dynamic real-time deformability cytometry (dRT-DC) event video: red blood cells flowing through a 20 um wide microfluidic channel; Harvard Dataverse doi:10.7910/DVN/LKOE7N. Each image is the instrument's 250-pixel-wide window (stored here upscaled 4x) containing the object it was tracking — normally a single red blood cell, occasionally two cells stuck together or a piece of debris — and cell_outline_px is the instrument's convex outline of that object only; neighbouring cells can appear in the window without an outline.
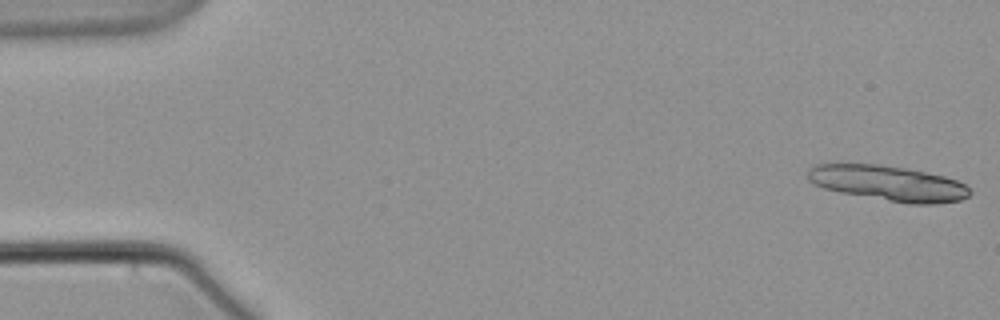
{"species": "common noctule bat (a hibernating species)", "species_latin": "Nyctalus noctula", "temperature_condition": "warm", "stored_images_in_passage": 6, "segment_of_instrument_passage": [1, 2], "camera_frame_rate_fps": 3000, "um_per_image_px": 0.085, "animal": {"sex": "male", "body_mass_g": 21.5, "forearm_length_mm": 52.0}, "frame": {"image": 1, "passage_image": 1, "time_ms": 0.0, "image_size_px": [1000, 320], "cell_outline_px": [[972, 192], [968, 196], [960, 200], [936, 204], [908, 204], [840, 192], [824, 188], [808, 180], [808, 168], [816, 164], [880, 164], [908, 168], [944, 176], [956, 180], [964, 184]], "centroid_in_image_um": [75.51, 15.57], "position_along_channel_um": 9.5, "area_um2": 33.29}}